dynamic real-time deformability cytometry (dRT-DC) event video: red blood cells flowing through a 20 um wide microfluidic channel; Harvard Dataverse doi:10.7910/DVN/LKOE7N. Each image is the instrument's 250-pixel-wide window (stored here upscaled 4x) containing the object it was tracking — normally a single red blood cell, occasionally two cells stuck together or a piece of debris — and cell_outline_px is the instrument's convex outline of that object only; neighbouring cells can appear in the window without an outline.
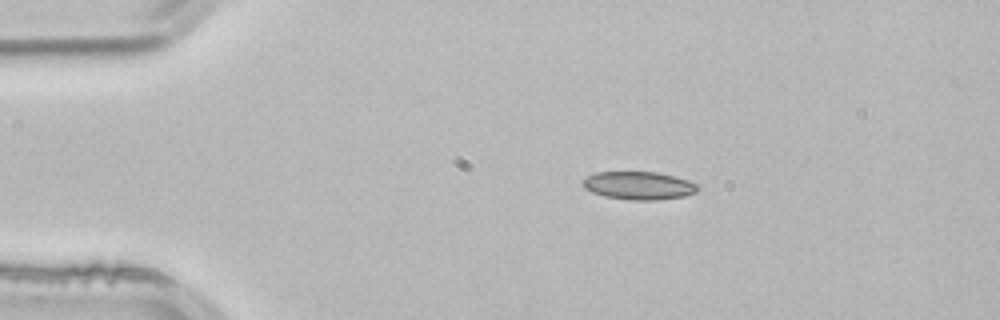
{"species": "common noctule bat (a hibernating species)", "species_latin": "Nyctalus noctula", "temperature_condition": "room temperature", "stored_images_in_passage": 1, "camera_frame_rate_fps": 3000, "um_per_image_px": 0.085, "animal": {"sex": "male", "body_mass_g": 21.5, "forearm_length_mm": 52.0}, "frame": {"image": 1, "passage_image": 1, "time_ms": 0.0, "image_size_px": [1000, 320], "cell_outline_px": [[700, 188], [696, 192], [684, 196], [656, 200], [628, 200], [604, 196], [592, 192], [584, 188], [584, 180], [588, 176], [596, 172], [656, 172], [688, 180], [696, 184]], "centroid_in_image_um": [54.3, 15.78], "position_along_channel_um": 30.7, "area_um2": 18.61}}